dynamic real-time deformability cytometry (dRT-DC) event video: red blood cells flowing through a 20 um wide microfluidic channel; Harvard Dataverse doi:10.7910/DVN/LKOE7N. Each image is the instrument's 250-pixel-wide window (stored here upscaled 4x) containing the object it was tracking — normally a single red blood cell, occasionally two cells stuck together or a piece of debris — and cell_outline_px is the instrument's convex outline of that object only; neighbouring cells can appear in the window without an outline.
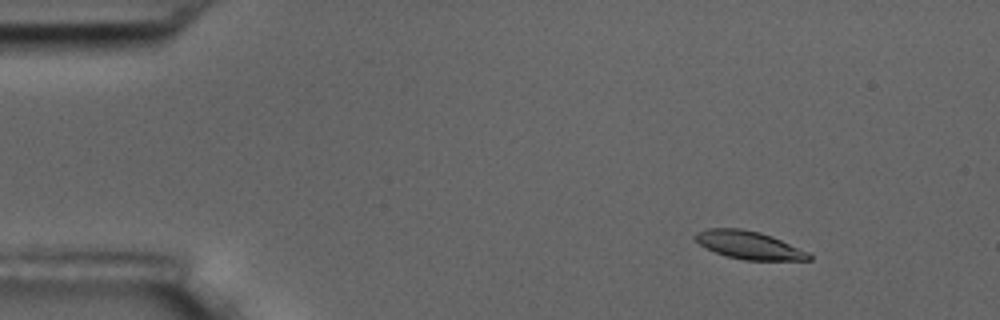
{"species": "common noctule bat (a hibernating species)", "species_latin": "Nyctalus noctula", "temperature_condition": "room temperature", "stored_images_in_passage": 6, "camera_frame_rate_fps": 3000, "um_per_image_px": 0.085, "animal": {"sex": "male", "body_mass_g": 17.5, "forearm_length_mm": 52.3}, "frame": {"image": 1, "passage_image": 3, "time_ms": 2.333, "image_size_px": [1000, 320], "cell_outline_px": [[812, 260], [744, 260], [728, 256], [716, 252], [700, 244], [692, 236], [696, 232], [708, 228], [740, 228], [760, 232], [772, 236], [808, 252], [812, 256]], "centroid_in_image_um": [63.66, 20.82], "position_along_channel_um": 21.3, "area_um2": 18.38}}
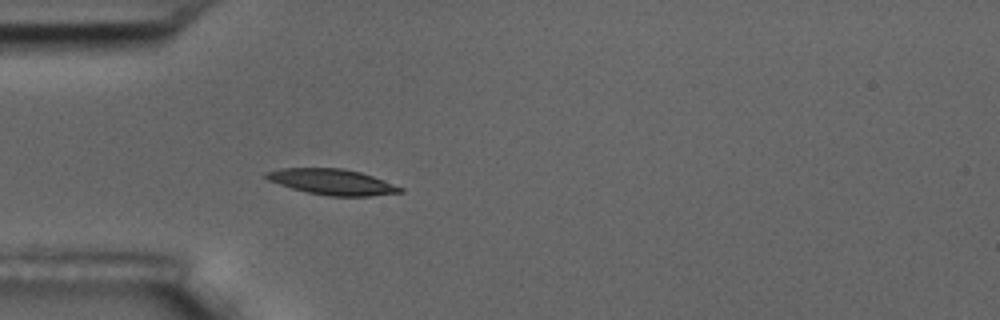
{"frame": {"image": 2, "passage_image": 6, "time_ms": 5.667, "image_size_px": [1000, 320], "cell_outline_px": [[404, 192], [368, 196], [328, 196], [308, 192], [292, 188], [268, 180], [264, 176], [264, 172], [280, 168], [340, 168], [360, 172], [372, 176], [404, 188]], "centroid_in_image_um": [28.22, 15.46], "position_along_channel_um": 56.8, "area_um2": 19.94}}